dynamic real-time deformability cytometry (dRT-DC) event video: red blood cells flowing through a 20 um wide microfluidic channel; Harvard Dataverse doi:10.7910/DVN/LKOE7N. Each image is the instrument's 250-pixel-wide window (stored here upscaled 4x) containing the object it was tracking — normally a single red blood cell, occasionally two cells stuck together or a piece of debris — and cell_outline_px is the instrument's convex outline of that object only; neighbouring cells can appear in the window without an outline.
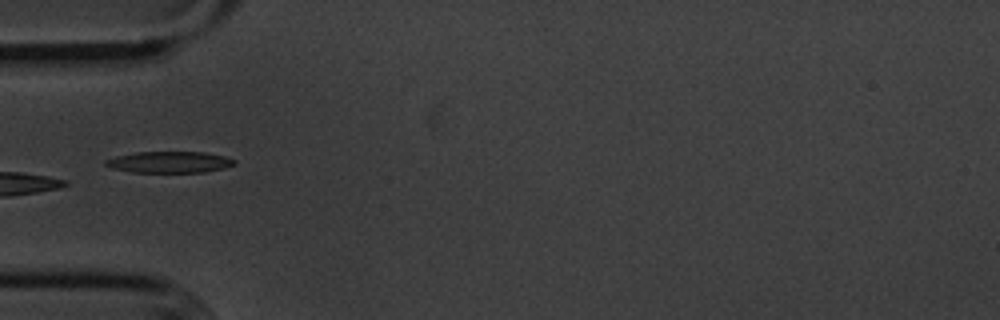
{"species": "common noctule bat (a hibernating species)", "species_latin": "Nyctalus noctula", "temperature_condition": "cold", "stored_images_in_passage": 5, "camera_frame_rate_fps": 3000, "um_per_image_px": 0.085, "animal": {"sex": "male", "body_mass_g": 20.1, "forearm_length_mm": 53.5}, "frame": {"image": 1, "passage_image": 5, "time_ms": 4.667, "image_size_px": [1000, 320], "cell_outline_px": [[236, 164], [224, 168], [204, 172], [132, 172], [112, 168], [104, 164], [104, 160], [116, 156], [136, 152], [204, 152], [224, 156], [236, 160]], "centroid_in_image_um": [14.4, 13.78], "position_along_channel_um": 70.6, "area_um2": 16.01}}